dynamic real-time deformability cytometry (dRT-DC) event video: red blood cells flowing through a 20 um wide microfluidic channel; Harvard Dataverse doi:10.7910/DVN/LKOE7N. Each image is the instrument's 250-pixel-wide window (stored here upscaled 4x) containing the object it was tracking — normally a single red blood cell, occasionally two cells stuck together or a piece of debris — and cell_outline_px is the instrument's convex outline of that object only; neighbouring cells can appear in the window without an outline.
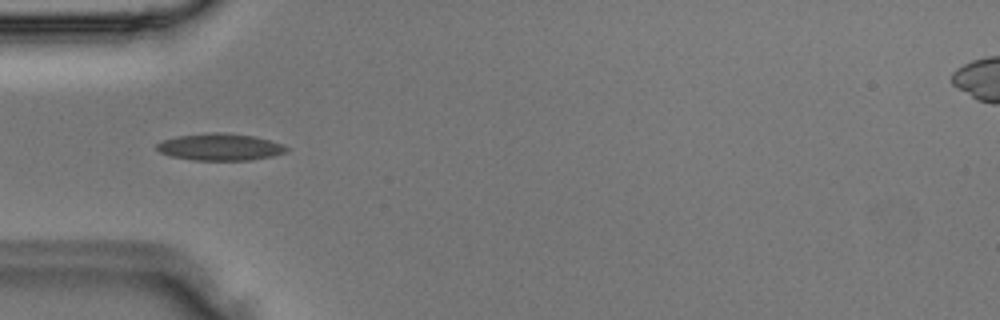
{"species": "Egyptian fruit bat (a non-hibernating species)", "species_latin": "Rousettus aegyptiacus", "temperature_condition": "room temperature", "stored_images_in_passage": 4, "camera_frame_rate_fps": 3000, "um_per_image_px": 0.085, "animal": {"sex": "male"}, "frame": {"image": 1, "passage_image": 4, "time_ms": 1.0, "image_size_px": [1000, 320], "cell_outline_px": [[288, 148], [284, 152], [272, 156], [248, 160], [192, 160], [172, 156], [160, 152], [156, 148], [156, 144], [160, 140], [176, 136], [208, 132], [224, 132], [256, 136], [280, 144]], "centroid_in_image_um": [18.63, 12.48], "position_along_channel_um": 66.4, "area_um2": 20.35}}